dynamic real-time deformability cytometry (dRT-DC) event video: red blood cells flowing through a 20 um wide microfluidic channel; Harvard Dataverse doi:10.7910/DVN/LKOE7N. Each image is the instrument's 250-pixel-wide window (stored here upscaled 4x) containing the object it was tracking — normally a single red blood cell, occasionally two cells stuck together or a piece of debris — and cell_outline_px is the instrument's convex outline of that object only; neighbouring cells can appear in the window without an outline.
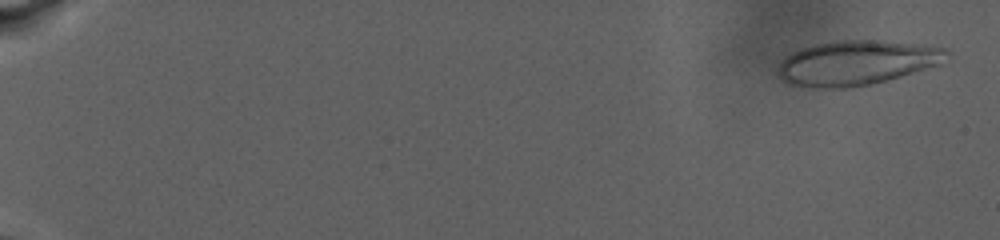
{"species": "human", "species_latin": "Homo sapiens", "temperature_condition": "warm", "stored_images_in_passage": 79, "camera_frame_rate_fps": 3000, "um_per_image_px": 0.085, "donor": {"sex": "male"}, "frame": {"image": 1, "passage_image": 3, "time_ms": 0.667, "image_size_px": [1000, 240], "cell_outline_px": [[952, 52], [940, 64], [888, 80], [868, 84], [844, 88], [812, 88], [788, 84], [780, 80], [780, 64], [792, 52], [812, 44], [836, 40], [880, 40], [948, 48]], "centroid_in_image_um": [72.83, 5.33], "position_along_channel_um": 12.2, "area_um2": 43.81}}
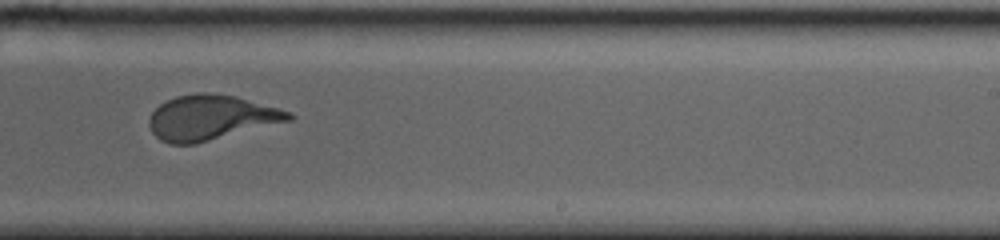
{"frame": {"image": 2, "passage_image": 53, "time_ms": 18.333, "image_size_px": [1000, 240], "cell_outline_px": [[296, 116], [292, 120], [196, 144], [172, 144], [160, 140], [152, 132], [148, 124], [148, 120], [152, 112], [160, 104], [176, 96], [196, 92], [208, 92], [236, 96], [292, 112]], "centroid_in_image_um": [17.93, 9.99], "position_along_channel_um": 271.1, "area_um2": 36.7}}
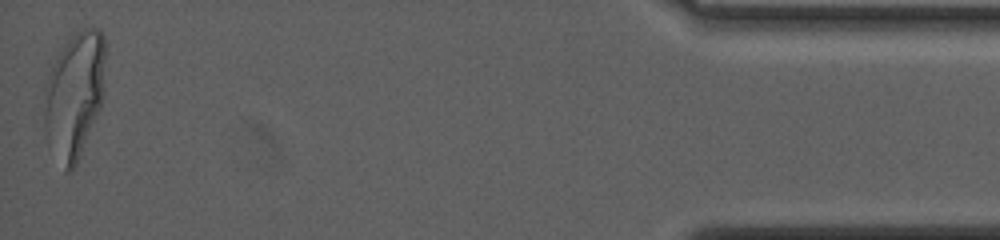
{"frame": {"image": 3, "passage_image": 79, "time_ms": 27.0, "image_size_px": [1000, 240], "cell_outline_px": [[104, 96], [100, 108], [76, 164], [68, 172], [64, 172], [44, 128], [44, 88], [48, 60], [76, 32], [84, 28], [100, 28], [104, 36]], "centroid_in_image_um": [6.29, 7.97], "position_along_channel_um": 428.9, "area_um2": 45.55}}